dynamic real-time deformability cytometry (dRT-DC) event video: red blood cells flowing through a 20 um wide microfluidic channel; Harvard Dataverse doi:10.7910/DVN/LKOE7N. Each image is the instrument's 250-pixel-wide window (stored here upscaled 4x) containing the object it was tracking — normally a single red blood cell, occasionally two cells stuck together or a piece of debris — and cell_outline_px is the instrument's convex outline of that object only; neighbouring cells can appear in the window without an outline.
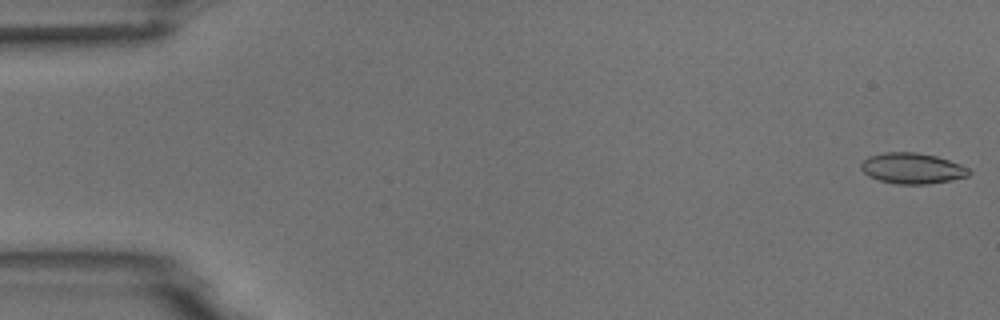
{"species": "common noctule bat (a hibernating species)", "species_latin": "Nyctalus noctula", "temperature_condition": "room temperature", "stored_images_in_passage": 5, "camera_frame_rate_fps": 3000, "um_per_image_px": 0.085, "animal": {"sex": "male", "body_mass_g": 18.8}, "frame": {"image": 1, "passage_image": 1, "time_ms": 0.0, "image_size_px": [1000, 320], "cell_outline_px": [[972, 172], [968, 176], [952, 180], [928, 184], [896, 184], [880, 180], [868, 176], [860, 168], [860, 164], [868, 156], [884, 152], [916, 152], [936, 156], [960, 164], [968, 168]], "centroid_in_image_um": [77.53, 14.31], "position_along_channel_um": 7.5, "area_um2": 19.42}}
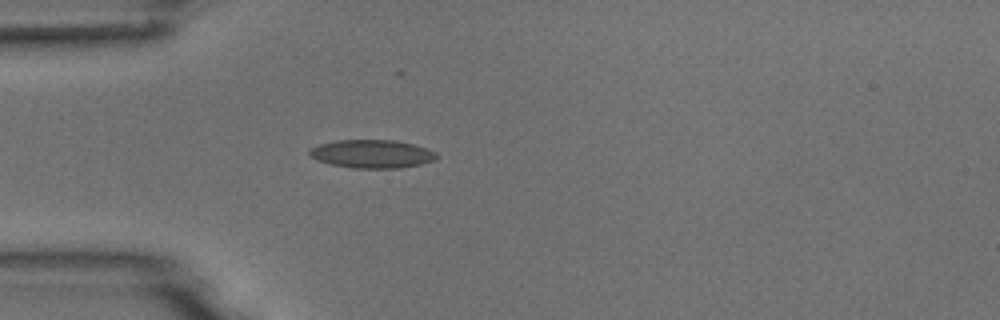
{"frame": {"image": 2, "passage_image": 5, "time_ms": 4.667, "image_size_px": [1000, 320], "cell_outline_px": [[440, 156], [436, 160], [424, 164], [400, 168], [352, 168], [332, 164], [316, 160], [308, 156], [308, 152], [312, 148], [320, 144], [336, 140], [396, 140], [428, 148], [436, 152]], "centroid_in_image_um": [31.67, 13.08], "position_along_channel_um": 53.3, "area_um2": 21.21}}